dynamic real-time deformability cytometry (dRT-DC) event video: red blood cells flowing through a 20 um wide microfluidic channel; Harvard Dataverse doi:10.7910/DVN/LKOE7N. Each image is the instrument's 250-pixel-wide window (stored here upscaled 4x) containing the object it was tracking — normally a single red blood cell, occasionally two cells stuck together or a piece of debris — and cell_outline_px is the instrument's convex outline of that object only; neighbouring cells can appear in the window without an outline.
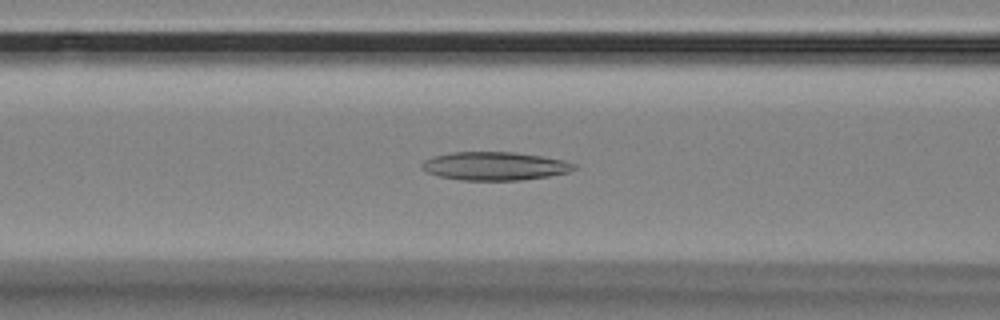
{"species": "Egyptian fruit bat (a non-hibernating species)", "species_latin": "Rousettus aegyptiacus", "temperature_condition": "room temperature", "stored_images_in_passage": 56, "camera_frame_rate_fps": 3000, "um_per_image_px": 0.085, "animal": {"sex": "female"}, "frame": {"image": 1, "passage_image": 22, "time_ms": 7.0, "image_size_px": [1000, 320], "cell_outline_px": [[576, 168], [568, 172], [548, 176], [520, 180], [460, 180], [440, 176], [428, 172], [420, 168], [420, 164], [424, 160], [448, 152], [516, 152], [564, 160], [576, 164]], "centroid_in_image_um": [42.04, 14.11], "position_along_channel_um": 124.6, "area_um2": 25.09}}
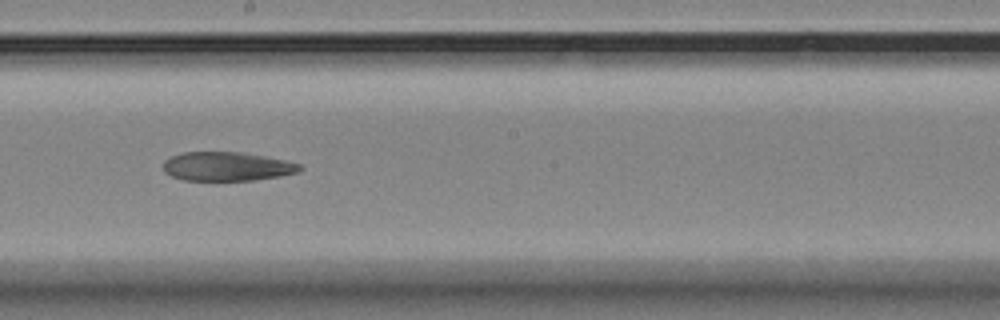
{"frame": {"image": 2, "passage_image": 31, "time_ms": 10.0, "image_size_px": [1000, 320], "cell_outline_px": [[304, 168], [300, 172], [280, 176], [256, 180], [184, 180], [172, 176], [164, 172], [164, 160], [172, 156], [184, 152], [244, 152], [284, 160], [300, 164]], "centroid_in_image_um": [19.32, 14.15], "position_along_channel_um": 228.9, "area_um2": 23.06}}
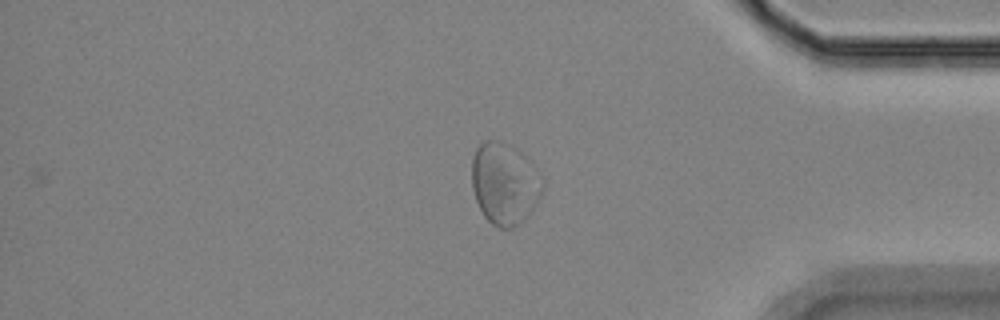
{"frame": {"image": 3, "passage_image": 47, "time_ms": 15.333, "image_size_px": [1000, 320], "cell_outline_px": [[544, 188], [536, 204], [528, 216], [524, 220], [512, 228], [500, 228], [492, 224], [484, 216], [476, 200], [472, 188], [472, 156], [476, 148], [484, 140], [500, 140], [516, 148], [540, 172], [544, 184]], "centroid_in_image_um": [42.89, 15.59], "position_along_channel_um": 392.3, "area_um2": 33.93}}